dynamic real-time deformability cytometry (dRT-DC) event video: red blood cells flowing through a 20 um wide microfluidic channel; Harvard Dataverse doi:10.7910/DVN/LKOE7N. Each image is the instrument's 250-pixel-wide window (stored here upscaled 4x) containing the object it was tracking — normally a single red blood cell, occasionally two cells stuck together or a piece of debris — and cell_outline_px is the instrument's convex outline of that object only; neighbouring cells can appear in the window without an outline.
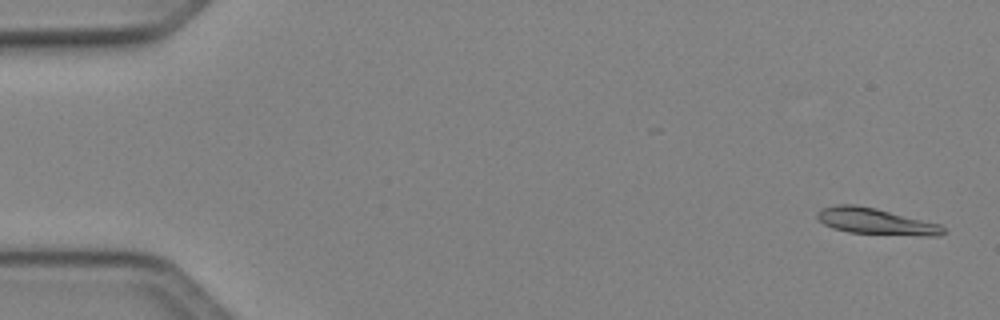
{"species": "Egyptian fruit bat (a non-hibernating species)", "species_latin": "Rousettus aegyptiacus", "temperature_condition": "cold", "stored_images_in_passage": 50, "camera_frame_rate_fps": 3000, "um_per_image_px": 0.085, "animal": {"sex": "female"}, "frame": {"image": 1, "passage_image": 2, "time_ms": 0.333, "image_size_px": [1000, 320], "cell_outline_px": [[944, 232], [940, 236], [920, 236], [848, 232], [832, 228], [816, 220], [816, 212], [824, 208], [836, 204], [856, 204], [876, 208], [940, 224], [944, 228]], "centroid_in_image_um": [74.41, 18.82], "position_along_channel_um": 10.6, "area_um2": 19.42}}
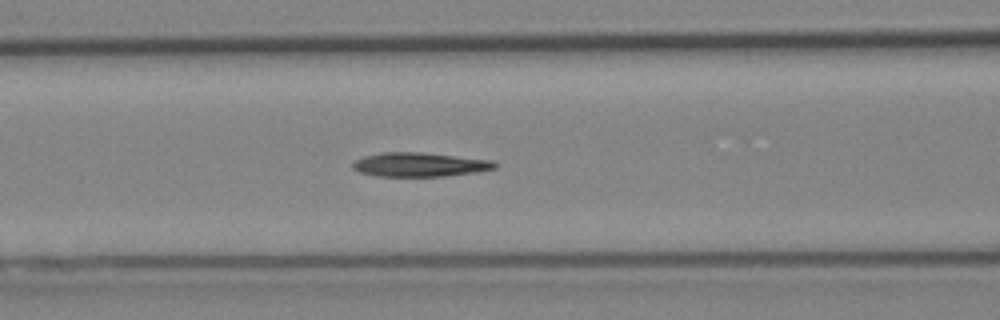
{"frame": {"image": 2, "passage_image": 21, "time_ms": 6.667, "image_size_px": [1000, 320], "cell_outline_px": [[500, 164], [496, 168], [476, 172], [444, 176], [376, 176], [360, 172], [352, 168], [352, 164], [356, 160], [364, 156], [380, 152], [424, 152], [492, 160]], "centroid_in_image_um": [35.69, 13.98], "position_along_channel_um": 130.9, "area_um2": 20.06}}
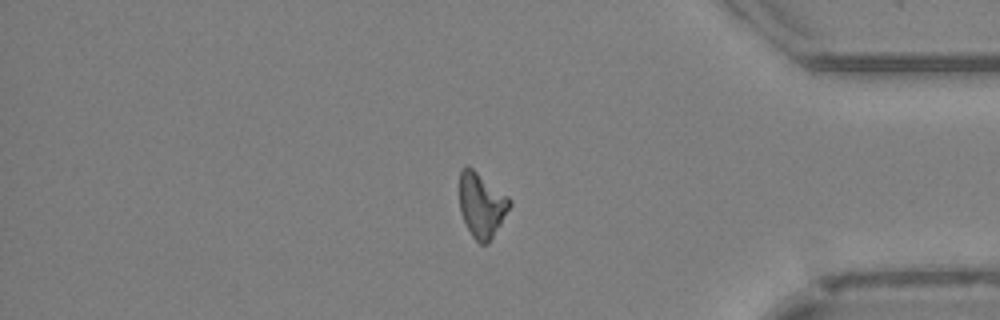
{"frame": {"image": 3, "passage_image": 42, "time_ms": 13.667, "image_size_px": [1000, 320], "cell_outline_px": [[512, 204], [488, 244], [480, 244], [472, 236], [460, 212], [460, 172], [464, 168], [472, 168], [508, 196], [512, 200]], "centroid_in_image_um": [40.95, 17.45], "position_along_channel_um": 394.3, "area_um2": 18.55}, "authors_computed_cell_mechanics": {"area_um2": 19.3052, "velocity_mm_per_s": 4.1085, "shape_relaxation_time_tau1_ms": 11.2328, "shape_relaxation_time_tau2_ms": null, "deformation_change_tau1": 0.2338, "deformation_change_tau2": null}}